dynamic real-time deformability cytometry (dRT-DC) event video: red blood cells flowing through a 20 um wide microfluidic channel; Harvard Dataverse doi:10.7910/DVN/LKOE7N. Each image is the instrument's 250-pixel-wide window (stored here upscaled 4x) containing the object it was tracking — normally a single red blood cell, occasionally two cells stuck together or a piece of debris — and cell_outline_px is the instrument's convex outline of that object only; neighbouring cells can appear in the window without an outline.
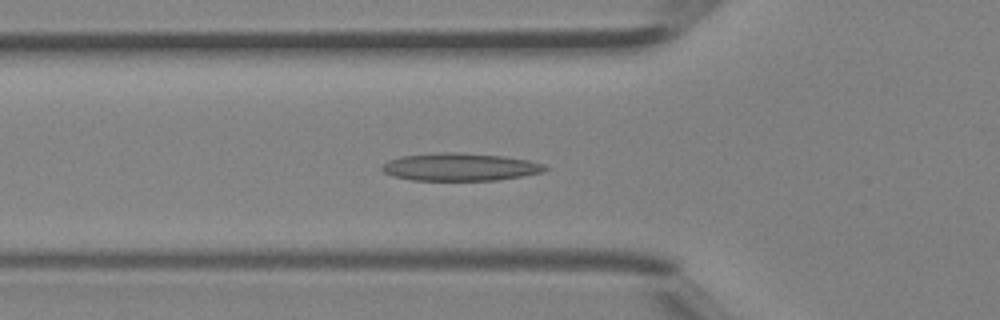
{"species": "Egyptian fruit bat (a non-hibernating species)", "species_latin": "Rousettus aegyptiacus", "temperature_condition": "room temperature", "stored_images_in_passage": 30, "camera_frame_rate_fps": 3000, "um_per_image_px": 0.085, "animal": {"sex": "female"}, "frame": {"image": 1, "passage_image": 5, "time_ms": 1.333, "image_size_px": [1000, 320], "cell_outline_px": [[548, 168], [544, 172], [524, 176], [496, 180], [412, 180], [392, 176], [384, 172], [380, 168], [388, 160], [400, 156], [440, 152], [456, 152], [504, 156], [528, 160], [544, 164]], "centroid_in_image_um": [39.1, 14.19], "position_along_channel_um": 86.7, "area_um2": 26.41}}
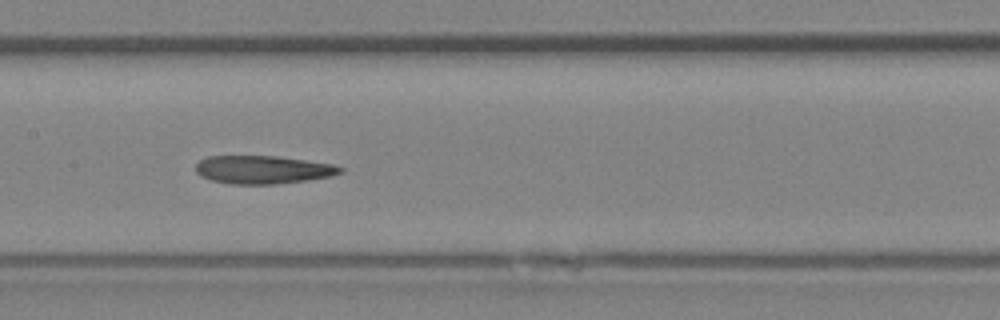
{"frame": {"image": 2, "passage_image": 11, "time_ms": 3.333, "image_size_px": [1000, 320], "cell_outline_px": [[344, 172], [332, 176], [308, 180], [272, 184], [228, 184], [212, 180], [200, 176], [196, 172], [196, 164], [200, 160], [208, 156], [276, 156], [332, 164], [344, 168]], "centroid_in_image_um": [22.34, 14.42], "position_along_channel_um": 185.1, "area_um2": 23.7}}
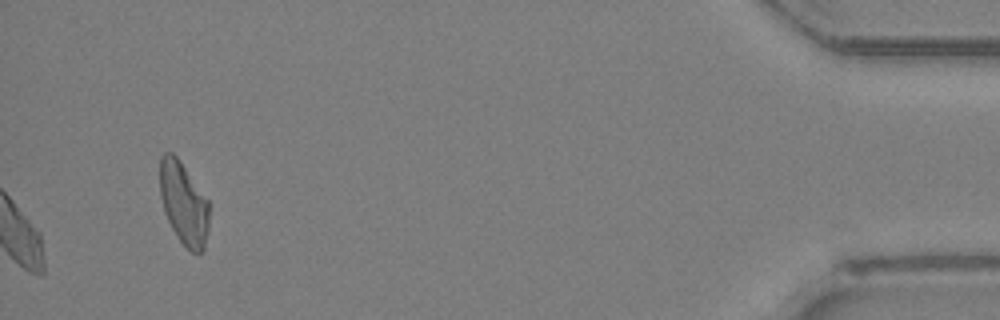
{"frame": {"image": 3, "passage_image": 30, "time_ms": 9.667, "image_size_px": [1000, 320], "cell_outline_px": [[208, 228], [204, 248], [200, 252], [192, 252], [180, 240], [172, 228], [164, 212], [160, 196], [160, 156], [164, 152], [172, 152], [180, 160], [208, 200]], "centroid_in_image_um": [15.59, 17.24], "position_along_channel_um": 419.6, "area_um2": 23.47}}